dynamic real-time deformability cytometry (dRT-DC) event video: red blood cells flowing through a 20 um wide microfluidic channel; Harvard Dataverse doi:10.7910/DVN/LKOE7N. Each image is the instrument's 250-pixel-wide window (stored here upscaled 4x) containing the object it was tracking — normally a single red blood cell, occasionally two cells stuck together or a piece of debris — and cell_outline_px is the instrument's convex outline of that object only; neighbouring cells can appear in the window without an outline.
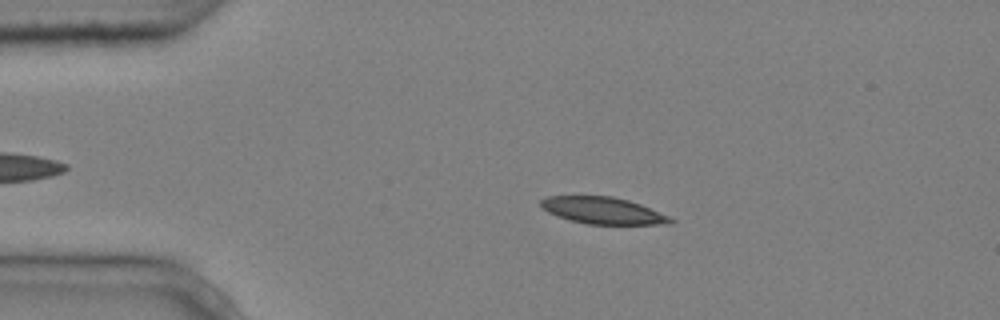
{"species": "common noctule bat (a hibernating species)", "species_latin": "Nyctalus noctula", "temperature_condition": "cold", "stored_images_in_passage": 3, "camera_frame_rate_fps": 3000, "um_per_image_px": 0.085, "animal": {"sex": "male", "body_mass_g": 20.4}, "frame": {"image": 1, "passage_image": 2, "time_ms": 0.333, "image_size_px": [1000, 320], "cell_outline_px": [[676, 220], [672, 224], [588, 224], [572, 220], [548, 212], [540, 204], [540, 200], [548, 196], [612, 196], [628, 200], [640, 204], [668, 216]], "centroid_in_image_um": [51.27, 17.89], "position_along_channel_um": 33.7, "area_um2": 19.94}}